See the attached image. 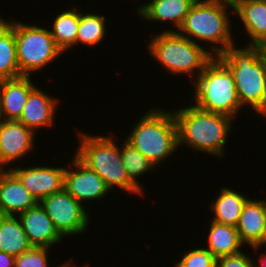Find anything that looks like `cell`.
<instances>
[{"label":"cell","mask_w":266,"mask_h":267,"mask_svg":"<svg viewBox=\"0 0 266 267\" xmlns=\"http://www.w3.org/2000/svg\"><path fill=\"white\" fill-rule=\"evenodd\" d=\"M20 77L14 23L0 17V80Z\"/></svg>","instance_id":"obj_23"},{"label":"cell","mask_w":266,"mask_h":267,"mask_svg":"<svg viewBox=\"0 0 266 267\" xmlns=\"http://www.w3.org/2000/svg\"><path fill=\"white\" fill-rule=\"evenodd\" d=\"M35 132L18 120L0 122V169L26 157L35 145Z\"/></svg>","instance_id":"obj_11"},{"label":"cell","mask_w":266,"mask_h":267,"mask_svg":"<svg viewBox=\"0 0 266 267\" xmlns=\"http://www.w3.org/2000/svg\"><path fill=\"white\" fill-rule=\"evenodd\" d=\"M77 134H79L80 145L74 156L95 171L110 190L119 187L130 193H143L129 180L121 157V147L112 141L113 138L85 133Z\"/></svg>","instance_id":"obj_6"},{"label":"cell","mask_w":266,"mask_h":267,"mask_svg":"<svg viewBox=\"0 0 266 267\" xmlns=\"http://www.w3.org/2000/svg\"><path fill=\"white\" fill-rule=\"evenodd\" d=\"M261 246L262 247L263 246H266V223H265V231H264V237H263V244Z\"/></svg>","instance_id":"obj_32"},{"label":"cell","mask_w":266,"mask_h":267,"mask_svg":"<svg viewBox=\"0 0 266 267\" xmlns=\"http://www.w3.org/2000/svg\"><path fill=\"white\" fill-rule=\"evenodd\" d=\"M31 247L19 217L0 214V251L17 257Z\"/></svg>","instance_id":"obj_22"},{"label":"cell","mask_w":266,"mask_h":267,"mask_svg":"<svg viewBox=\"0 0 266 267\" xmlns=\"http://www.w3.org/2000/svg\"><path fill=\"white\" fill-rule=\"evenodd\" d=\"M208 248L216 258L241 252L244 247L235 226L222 224L211 220L208 229Z\"/></svg>","instance_id":"obj_21"},{"label":"cell","mask_w":266,"mask_h":267,"mask_svg":"<svg viewBox=\"0 0 266 267\" xmlns=\"http://www.w3.org/2000/svg\"><path fill=\"white\" fill-rule=\"evenodd\" d=\"M49 247L32 246L29 250L21 253L15 258V267H49ZM66 263L57 266L63 267Z\"/></svg>","instance_id":"obj_28"},{"label":"cell","mask_w":266,"mask_h":267,"mask_svg":"<svg viewBox=\"0 0 266 267\" xmlns=\"http://www.w3.org/2000/svg\"><path fill=\"white\" fill-rule=\"evenodd\" d=\"M72 161L75 170L70 167L66 168L64 189L77 201L81 204L84 200V202L89 200L92 202V200L103 198L110 191L104 180L95 171L88 168L76 156Z\"/></svg>","instance_id":"obj_12"},{"label":"cell","mask_w":266,"mask_h":267,"mask_svg":"<svg viewBox=\"0 0 266 267\" xmlns=\"http://www.w3.org/2000/svg\"><path fill=\"white\" fill-rule=\"evenodd\" d=\"M261 116H266V109L263 111V113L261 114Z\"/></svg>","instance_id":"obj_35"},{"label":"cell","mask_w":266,"mask_h":267,"mask_svg":"<svg viewBox=\"0 0 266 267\" xmlns=\"http://www.w3.org/2000/svg\"><path fill=\"white\" fill-rule=\"evenodd\" d=\"M39 203L62 237L78 236L88 228L91 219L88 211L65 189L45 197Z\"/></svg>","instance_id":"obj_9"},{"label":"cell","mask_w":266,"mask_h":267,"mask_svg":"<svg viewBox=\"0 0 266 267\" xmlns=\"http://www.w3.org/2000/svg\"><path fill=\"white\" fill-rule=\"evenodd\" d=\"M193 81L197 108L232 118L242 109L232 72L218 56H214Z\"/></svg>","instance_id":"obj_5"},{"label":"cell","mask_w":266,"mask_h":267,"mask_svg":"<svg viewBox=\"0 0 266 267\" xmlns=\"http://www.w3.org/2000/svg\"><path fill=\"white\" fill-rule=\"evenodd\" d=\"M196 0H152L137 8L141 18L154 22H172L179 29Z\"/></svg>","instance_id":"obj_19"},{"label":"cell","mask_w":266,"mask_h":267,"mask_svg":"<svg viewBox=\"0 0 266 267\" xmlns=\"http://www.w3.org/2000/svg\"><path fill=\"white\" fill-rule=\"evenodd\" d=\"M266 223V201L247 199L244 203L236 229L241 242L250 247L261 248Z\"/></svg>","instance_id":"obj_16"},{"label":"cell","mask_w":266,"mask_h":267,"mask_svg":"<svg viewBox=\"0 0 266 267\" xmlns=\"http://www.w3.org/2000/svg\"><path fill=\"white\" fill-rule=\"evenodd\" d=\"M15 258L13 255L0 251V267H15Z\"/></svg>","instance_id":"obj_30"},{"label":"cell","mask_w":266,"mask_h":267,"mask_svg":"<svg viewBox=\"0 0 266 267\" xmlns=\"http://www.w3.org/2000/svg\"><path fill=\"white\" fill-rule=\"evenodd\" d=\"M106 17L104 15L81 13L79 11V26L77 31L76 45H98L102 43L106 34Z\"/></svg>","instance_id":"obj_25"},{"label":"cell","mask_w":266,"mask_h":267,"mask_svg":"<svg viewBox=\"0 0 266 267\" xmlns=\"http://www.w3.org/2000/svg\"><path fill=\"white\" fill-rule=\"evenodd\" d=\"M247 197L243 194L230 189L229 187H223L220 189L219 195L210 204L212 210V220L218 223L237 226L241 211L244 203L247 201Z\"/></svg>","instance_id":"obj_20"},{"label":"cell","mask_w":266,"mask_h":267,"mask_svg":"<svg viewBox=\"0 0 266 267\" xmlns=\"http://www.w3.org/2000/svg\"><path fill=\"white\" fill-rule=\"evenodd\" d=\"M218 57L232 72L241 107L249 104L262 114L266 109V53L261 46L237 49L233 44Z\"/></svg>","instance_id":"obj_1"},{"label":"cell","mask_w":266,"mask_h":267,"mask_svg":"<svg viewBox=\"0 0 266 267\" xmlns=\"http://www.w3.org/2000/svg\"><path fill=\"white\" fill-rule=\"evenodd\" d=\"M61 167L36 166L21 168L17 166L10 170L17 176L24 187L39 203L42 199L64 189L66 171Z\"/></svg>","instance_id":"obj_10"},{"label":"cell","mask_w":266,"mask_h":267,"mask_svg":"<svg viewBox=\"0 0 266 267\" xmlns=\"http://www.w3.org/2000/svg\"><path fill=\"white\" fill-rule=\"evenodd\" d=\"M58 99L49 96L39 88L35 87L31 90L29 97L25 103L22 114L18 121L26 127L33 130L53 126L56 105Z\"/></svg>","instance_id":"obj_17"},{"label":"cell","mask_w":266,"mask_h":267,"mask_svg":"<svg viewBox=\"0 0 266 267\" xmlns=\"http://www.w3.org/2000/svg\"><path fill=\"white\" fill-rule=\"evenodd\" d=\"M14 36L17 61L21 76H30L40 70L63 52L57 47L50 30L42 26L14 21Z\"/></svg>","instance_id":"obj_8"},{"label":"cell","mask_w":266,"mask_h":267,"mask_svg":"<svg viewBox=\"0 0 266 267\" xmlns=\"http://www.w3.org/2000/svg\"><path fill=\"white\" fill-rule=\"evenodd\" d=\"M70 263H71V261L70 262L66 261V264L63 267H77L76 265L74 266L73 264L71 265Z\"/></svg>","instance_id":"obj_33"},{"label":"cell","mask_w":266,"mask_h":267,"mask_svg":"<svg viewBox=\"0 0 266 267\" xmlns=\"http://www.w3.org/2000/svg\"><path fill=\"white\" fill-rule=\"evenodd\" d=\"M260 256H259L260 259H258V260L260 261L261 266H259V267H266V255L265 254L264 255L261 254Z\"/></svg>","instance_id":"obj_31"},{"label":"cell","mask_w":266,"mask_h":267,"mask_svg":"<svg viewBox=\"0 0 266 267\" xmlns=\"http://www.w3.org/2000/svg\"><path fill=\"white\" fill-rule=\"evenodd\" d=\"M150 55L172 74L184 73L197 78L207 63L214 57L204 46L180 35L177 31L164 30L151 38L148 44Z\"/></svg>","instance_id":"obj_7"},{"label":"cell","mask_w":266,"mask_h":267,"mask_svg":"<svg viewBox=\"0 0 266 267\" xmlns=\"http://www.w3.org/2000/svg\"><path fill=\"white\" fill-rule=\"evenodd\" d=\"M228 6L233 9L232 0H196L176 31L192 41L197 38L200 42L214 43L209 45L210 50L214 56H218L235 43Z\"/></svg>","instance_id":"obj_3"},{"label":"cell","mask_w":266,"mask_h":267,"mask_svg":"<svg viewBox=\"0 0 266 267\" xmlns=\"http://www.w3.org/2000/svg\"><path fill=\"white\" fill-rule=\"evenodd\" d=\"M173 114L178 128V146L185 144L208 155H224V146L232 129V117L207 112L193 104L173 111Z\"/></svg>","instance_id":"obj_2"},{"label":"cell","mask_w":266,"mask_h":267,"mask_svg":"<svg viewBox=\"0 0 266 267\" xmlns=\"http://www.w3.org/2000/svg\"><path fill=\"white\" fill-rule=\"evenodd\" d=\"M31 76L0 80V116L4 120H18L31 90L35 87Z\"/></svg>","instance_id":"obj_15"},{"label":"cell","mask_w":266,"mask_h":267,"mask_svg":"<svg viewBox=\"0 0 266 267\" xmlns=\"http://www.w3.org/2000/svg\"><path fill=\"white\" fill-rule=\"evenodd\" d=\"M18 217L32 246L50 248L61 242L63 237L40 203L20 213Z\"/></svg>","instance_id":"obj_13"},{"label":"cell","mask_w":266,"mask_h":267,"mask_svg":"<svg viewBox=\"0 0 266 267\" xmlns=\"http://www.w3.org/2000/svg\"><path fill=\"white\" fill-rule=\"evenodd\" d=\"M255 262L244 252L217 258L216 267H255Z\"/></svg>","instance_id":"obj_29"},{"label":"cell","mask_w":266,"mask_h":267,"mask_svg":"<svg viewBox=\"0 0 266 267\" xmlns=\"http://www.w3.org/2000/svg\"><path fill=\"white\" fill-rule=\"evenodd\" d=\"M37 200L10 170L0 169V214L18 216L34 207Z\"/></svg>","instance_id":"obj_14"},{"label":"cell","mask_w":266,"mask_h":267,"mask_svg":"<svg viewBox=\"0 0 266 267\" xmlns=\"http://www.w3.org/2000/svg\"><path fill=\"white\" fill-rule=\"evenodd\" d=\"M217 258L206 248H196L185 252L175 267H216Z\"/></svg>","instance_id":"obj_27"},{"label":"cell","mask_w":266,"mask_h":267,"mask_svg":"<svg viewBox=\"0 0 266 267\" xmlns=\"http://www.w3.org/2000/svg\"><path fill=\"white\" fill-rule=\"evenodd\" d=\"M232 3L251 38L247 44L261 46L266 41V0H232Z\"/></svg>","instance_id":"obj_18"},{"label":"cell","mask_w":266,"mask_h":267,"mask_svg":"<svg viewBox=\"0 0 266 267\" xmlns=\"http://www.w3.org/2000/svg\"><path fill=\"white\" fill-rule=\"evenodd\" d=\"M121 146V157L129 180L142 192V185L137 180L140 175L155 168V165L143 156L136 148L126 140Z\"/></svg>","instance_id":"obj_26"},{"label":"cell","mask_w":266,"mask_h":267,"mask_svg":"<svg viewBox=\"0 0 266 267\" xmlns=\"http://www.w3.org/2000/svg\"><path fill=\"white\" fill-rule=\"evenodd\" d=\"M72 9L58 14L53 21V29L50 30L55 44L63 53L76 45L79 10L76 7Z\"/></svg>","instance_id":"obj_24"},{"label":"cell","mask_w":266,"mask_h":267,"mask_svg":"<svg viewBox=\"0 0 266 267\" xmlns=\"http://www.w3.org/2000/svg\"><path fill=\"white\" fill-rule=\"evenodd\" d=\"M261 49L266 53V41L261 45Z\"/></svg>","instance_id":"obj_34"},{"label":"cell","mask_w":266,"mask_h":267,"mask_svg":"<svg viewBox=\"0 0 266 267\" xmlns=\"http://www.w3.org/2000/svg\"><path fill=\"white\" fill-rule=\"evenodd\" d=\"M137 122L125 140L155 167L178 150V128L173 112L154 106Z\"/></svg>","instance_id":"obj_4"}]
</instances>
